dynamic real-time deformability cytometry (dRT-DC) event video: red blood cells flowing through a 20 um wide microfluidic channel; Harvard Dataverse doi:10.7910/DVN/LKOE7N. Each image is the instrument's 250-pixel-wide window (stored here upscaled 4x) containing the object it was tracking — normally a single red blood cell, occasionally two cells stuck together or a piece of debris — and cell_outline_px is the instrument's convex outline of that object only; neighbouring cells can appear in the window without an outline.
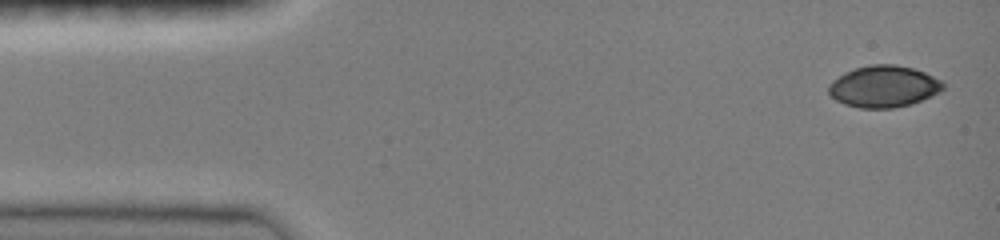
{"species": "common noctule bat (a hibernating species)", "species_latin": "Nyctalus noctula", "temperature_condition": "room temperature", "stored_images_in_passage": 46, "camera_frame_rate_fps": 3000, "um_per_image_px": 0.085, "animal": {"sex": "female", "body_mass_g": 19.0, "forearm_length_mm": 51.5}, "frame": {"image": 1, "passage_image": 1, "time_ms": 0.0, "image_size_px": [1000, 240], "cell_outline_px": [[944, 88], [940, 92], [932, 96], [912, 104], [892, 108], [860, 108], [844, 104], [836, 100], [828, 92], [828, 84], [832, 80], [844, 72], [868, 64], [896, 64], [912, 68], [924, 72], [940, 80], [944, 84]], "centroid_in_image_um": [75.1, 7.35], "position_along_channel_um": 9.9, "area_um2": 27.92}}
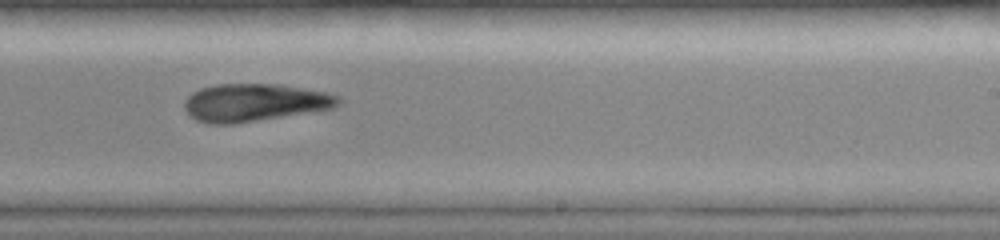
{"frame": {"image": 2, "passage_image": 28, "time_ms": 9.0, "image_size_px": [1000, 240], "cell_outline_px": [[344, 100], [340, 104], [332, 108], [232, 124], [208, 124], [196, 120], [184, 108], [184, 100], [192, 92], [200, 88], [216, 84], [280, 84], [328, 92], [340, 96]], "centroid_in_image_um": [21.64, 8.7], "position_along_channel_um": 267.4, "area_um2": 33.81}}
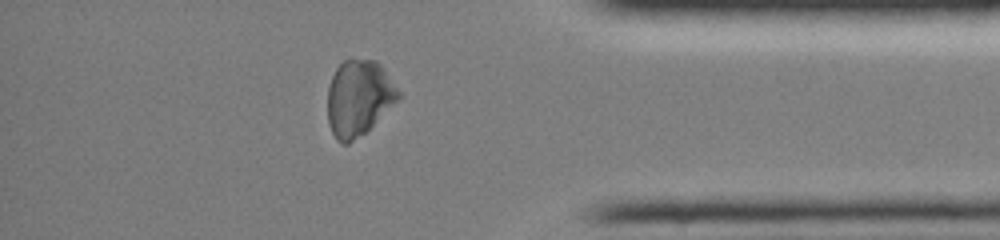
{"frame": {"image": 3, "passage_image": 39, "time_ms": 12.667, "image_size_px": [1000, 240], "cell_outline_px": [[400, 100], [364, 132], [348, 144], [340, 144], [336, 140], [328, 124], [328, 88], [332, 76], [336, 68], [344, 60], [376, 60], [384, 68], [400, 92]], "centroid_in_image_um": [30.5, 8.33], "position_along_channel_um": 404.7, "area_um2": 31.21}}